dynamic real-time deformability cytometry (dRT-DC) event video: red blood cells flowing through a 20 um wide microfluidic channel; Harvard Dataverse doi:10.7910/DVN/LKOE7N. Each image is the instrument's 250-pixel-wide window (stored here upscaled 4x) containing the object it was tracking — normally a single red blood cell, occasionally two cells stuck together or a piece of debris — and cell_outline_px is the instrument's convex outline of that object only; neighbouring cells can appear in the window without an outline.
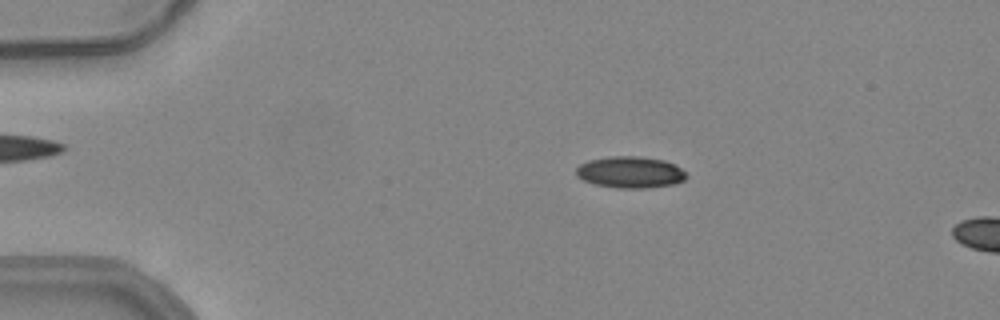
{"species": "common noctule bat (a hibernating species)", "species_latin": "Nyctalus noctula", "temperature_condition": "warm", "stored_images_in_passage": 10, "camera_frame_rate_fps": 3000, "um_per_image_px": 0.085, "animal": {"sex": "female", "body_mass_g": 24.6, "forearm_length_mm": 56.2}, "frame": {"image": 1, "passage_image": 6, "time_ms": 1.667, "image_size_px": [1000, 320], "cell_outline_px": [[688, 176], [684, 180], [672, 184], [644, 188], [616, 188], [596, 184], [584, 180], [576, 176], [576, 168], [580, 164], [588, 160], [612, 156], [640, 156], [664, 160], [680, 168]], "centroid_in_image_um": [53.54, 14.63], "position_along_channel_um": 31.5, "area_um2": 20.11}}